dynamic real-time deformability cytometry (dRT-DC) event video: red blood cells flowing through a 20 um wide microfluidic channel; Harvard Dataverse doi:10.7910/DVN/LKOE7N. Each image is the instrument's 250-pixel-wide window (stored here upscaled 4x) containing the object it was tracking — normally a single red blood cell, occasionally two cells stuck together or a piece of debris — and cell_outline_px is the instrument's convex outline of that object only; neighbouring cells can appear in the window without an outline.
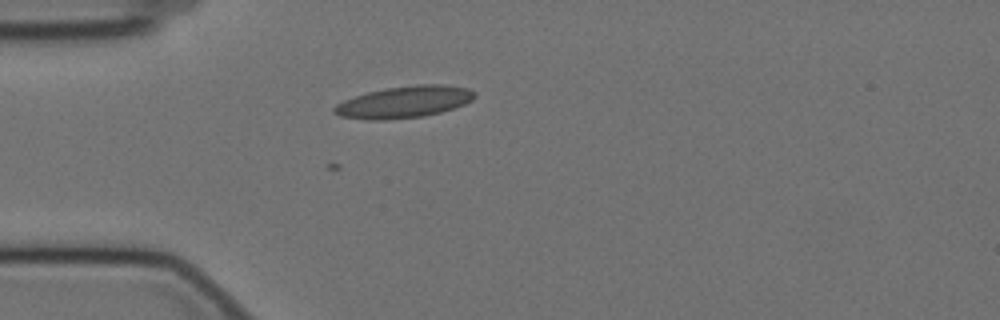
{"species": "Egyptian fruit bat (a non-hibernating species)", "species_latin": "Rousettus aegyptiacus", "temperature_condition": "cold", "stored_images_in_passage": 2, "camera_frame_rate_fps": 3000, "um_per_image_px": 0.085, "animal": {"sex": "female"}, "frame": {"image": 1, "passage_image": 2, "time_ms": 0.333, "image_size_px": [1000, 320], "cell_outline_px": [[476, 96], [472, 100], [464, 104], [440, 112], [424, 116], [384, 120], [368, 120], [340, 116], [332, 112], [332, 108], [336, 104], [344, 100], [368, 92], [384, 88], [416, 84], [444, 84], [468, 88], [476, 92]], "centroid_in_image_um": [34.35, 8.66], "position_along_channel_um": 50.6, "area_um2": 26.07}}